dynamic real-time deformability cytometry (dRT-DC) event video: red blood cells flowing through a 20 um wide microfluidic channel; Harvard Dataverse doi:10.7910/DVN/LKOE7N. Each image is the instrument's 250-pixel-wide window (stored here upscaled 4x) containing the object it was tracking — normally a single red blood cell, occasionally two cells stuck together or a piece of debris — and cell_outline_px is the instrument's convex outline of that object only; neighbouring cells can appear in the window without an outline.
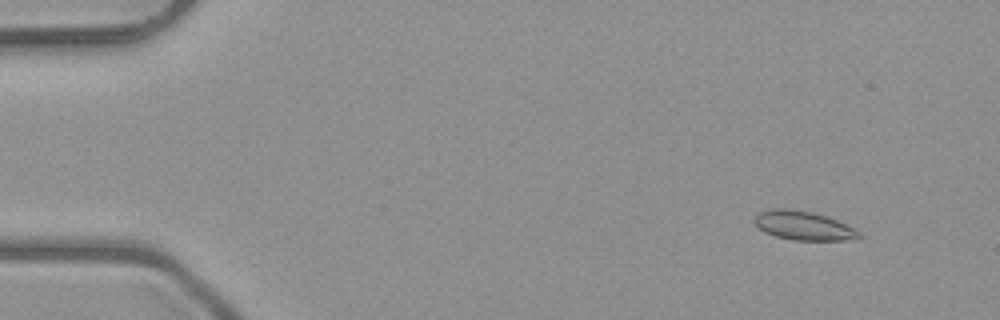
{"species": "common noctule bat (a hibernating species)", "species_latin": "Nyctalus noctula", "temperature_condition": "room temperature", "stored_images_in_passage": 51, "camera_frame_rate_fps": 3000, "um_per_image_px": 0.085, "animal": {"sex": "male", "body_mass_g": 23.1, "forearm_length_mm": 52.7}, "frame": {"image": 1, "passage_image": 4, "time_ms": 1.0, "image_size_px": [1000, 320], "cell_outline_px": [[864, 236], [844, 240], [792, 240], [776, 236], [764, 232], [752, 220], [760, 212], [772, 208], [788, 208], [812, 212], [828, 216], [860, 232]], "centroid_in_image_um": [68.27, 19.17], "position_along_channel_um": 16.7, "area_um2": 17.51}}
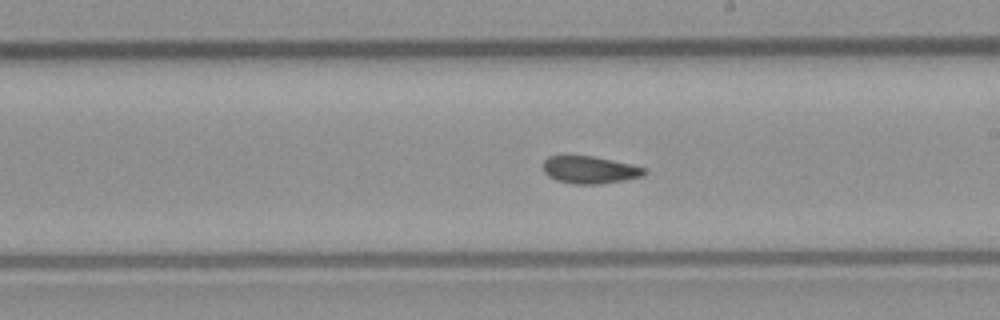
{"frame": {"image": 2, "passage_image": 29, "time_ms": 9.333, "image_size_px": [1000, 320], "cell_outline_px": [[648, 172], [644, 176], [624, 180], [596, 184], [572, 184], [556, 180], [548, 176], [544, 172], [544, 160], [548, 156], [592, 156], [632, 164], [648, 168]], "centroid_in_image_um": [50.17, 14.44], "position_along_channel_um": 238.8, "area_um2": 16.24}}
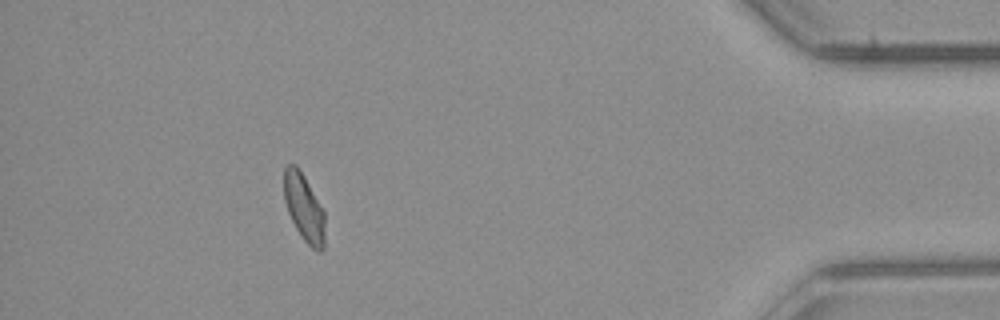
{"frame": {"image": 3, "passage_image": 46, "time_ms": 15.0, "image_size_px": [1000, 320], "cell_outline_px": [[324, 248], [320, 252], [316, 252], [304, 240], [296, 228], [288, 212], [284, 200], [284, 168], [288, 164], [296, 164], [304, 176], [324, 212]], "centroid_in_image_um": [25.83, 17.66], "position_along_channel_um": 409.4, "area_um2": 15.9}, "authors_computed_cell_mechanics": {"area_um2": 16.762, "velocity_mm_per_s": 4.0176, "shape_relaxation_time_tau1_ms": null, "shape_relaxation_time_tau2_ms": 1.91, "deformation_change_tau1": null, "deformation_change_tau2": 0.07}}